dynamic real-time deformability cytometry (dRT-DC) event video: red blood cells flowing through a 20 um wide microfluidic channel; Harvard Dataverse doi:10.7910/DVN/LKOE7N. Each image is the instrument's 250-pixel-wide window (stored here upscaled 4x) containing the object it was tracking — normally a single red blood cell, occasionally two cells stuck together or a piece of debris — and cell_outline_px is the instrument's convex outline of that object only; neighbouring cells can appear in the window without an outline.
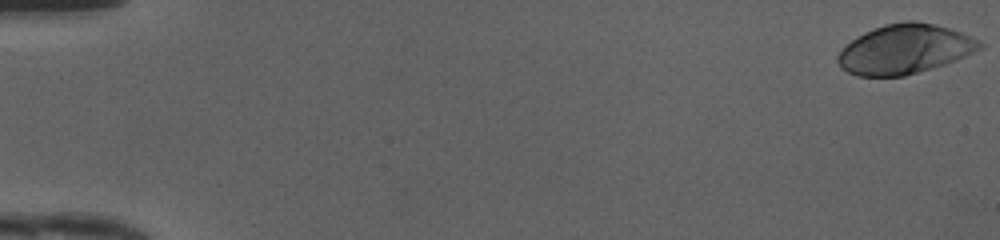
{"species": "human", "species_latin": "Homo sapiens", "temperature_condition": "cold", "stored_images_in_passage": 49, "camera_frame_rate_fps": 3000, "um_per_image_px": 0.085, "donor": {"sex": "female"}, "frame": {"image": 1, "passage_image": 1, "time_ms": 0.0, "image_size_px": [1000, 240], "cell_outline_px": [[984, 48], [956, 60], [944, 64], [904, 76], [856, 76], [840, 68], [836, 60], [836, 56], [856, 36], [864, 32], [884, 24], [908, 20], [916, 20], [936, 24], [960, 32], [980, 40], [984, 44]], "centroid_in_image_um": [76.91, 4.17], "position_along_channel_um": 8.1, "area_um2": 40.98}}
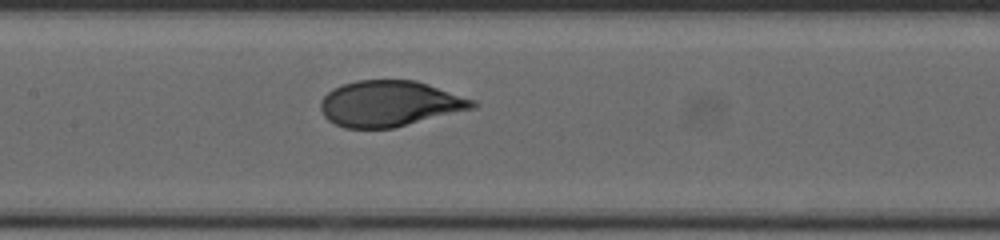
{"frame": {"image": 2, "passage_image": 25, "time_ms": 8.0, "image_size_px": [1000, 240], "cell_outline_px": [[480, 104], [476, 108], [392, 128], [344, 128], [328, 120], [324, 116], [320, 108], [320, 100], [332, 88], [356, 80], [416, 80], [476, 100]], "centroid_in_image_um": [33.14, 8.8], "position_along_channel_um": 174.3, "area_um2": 40.69}}
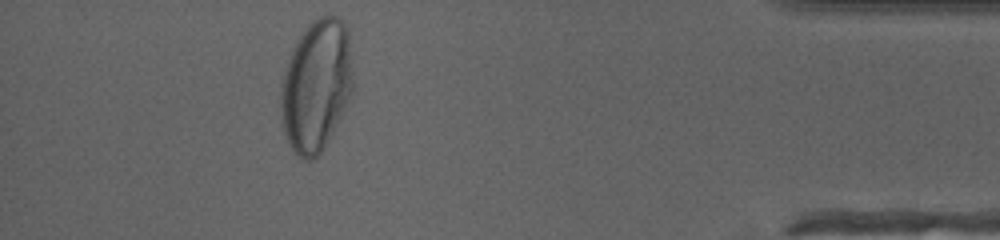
{"frame": {"image": 3, "passage_image": 45, "time_ms": 14.667, "image_size_px": [1000, 240], "cell_outline_px": [[352, 92], [324, 148], [312, 160], [304, 160], [292, 148], [284, 132], [280, 120], [280, 84], [284, 68], [292, 48], [308, 24], [312, 20], [320, 16], [336, 16], [344, 20], [348, 28], [352, 72]], "centroid_in_image_um": [26.85, 7.24], "position_along_channel_um": 408.3, "area_um2": 55.55}, "authors_computed_cell_mechanics": {"area_um2": 40.8646, "velocity_mm_per_s": 4.1977, "shape_relaxation_time_tau1_ms": 3.5452, "shape_relaxation_time_tau2_ms": null, "deformation_change_tau1": 0.1844, "deformation_change_tau2": null}}